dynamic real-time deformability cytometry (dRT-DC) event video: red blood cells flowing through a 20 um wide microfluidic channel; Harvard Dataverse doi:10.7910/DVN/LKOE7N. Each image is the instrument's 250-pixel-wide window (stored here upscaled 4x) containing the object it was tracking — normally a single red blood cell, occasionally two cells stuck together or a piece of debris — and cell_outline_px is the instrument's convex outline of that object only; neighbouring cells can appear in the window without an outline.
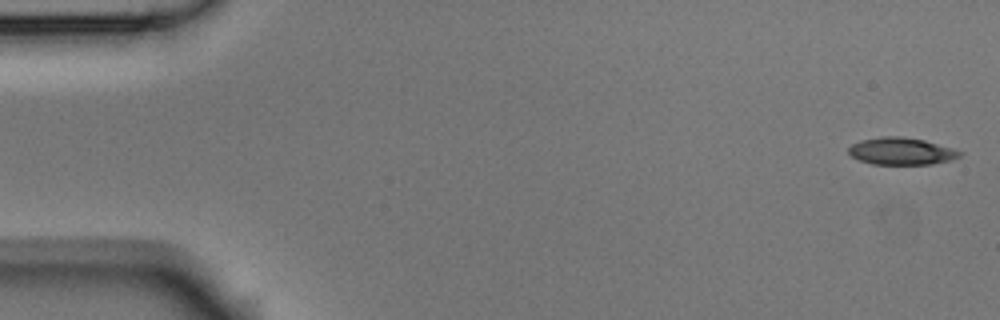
{"species": "Egyptian fruit bat (a non-hibernating species)", "species_latin": "Rousettus aegyptiacus", "temperature_condition": "room temperature", "stored_images_in_passage": 5, "camera_frame_rate_fps": 3000, "um_per_image_px": 0.085, "animal": {"sex": "male"}, "frame": {"image": 1, "passage_image": 1, "time_ms": 0.0, "image_size_px": [1000, 320], "cell_outline_px": [[964, 152], [960, 156], [952, 160], [932, 164], [872, 164], [860, 160], [852, 156], [848, 152], [848, 148], [852, 144], [860, 140], [880, 136], [900, 136], [924, 140], [952, 148]], "centroid_in_image_um": [76.62, 12.85], "position_along_channel_um": 8.4, "area_um2": 17.63}}
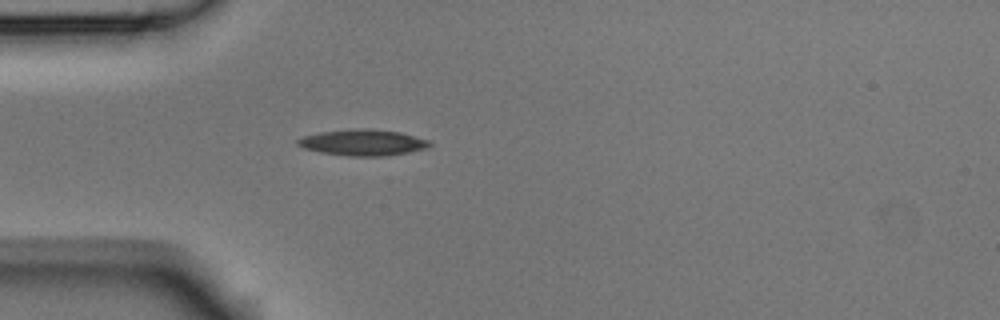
{"frame": {"image": 2, "passage_image": 5, "time_ms": 1.333, "image_size_px": [1000, 320], "cell_outline_px": [[432, 144], [428, 148], [408, 152], [384, 156], [348, 156], [320, 152], [304, 148], [296, 144], [296, 140], [304, 136], [320, 132], [364, 128], [368, 128], [400, 132], [432, 140]], "centroid_in_image_um": [30.89, 12.11], "position_along_channel_um": 54.1, "area_um2": 20.11}}